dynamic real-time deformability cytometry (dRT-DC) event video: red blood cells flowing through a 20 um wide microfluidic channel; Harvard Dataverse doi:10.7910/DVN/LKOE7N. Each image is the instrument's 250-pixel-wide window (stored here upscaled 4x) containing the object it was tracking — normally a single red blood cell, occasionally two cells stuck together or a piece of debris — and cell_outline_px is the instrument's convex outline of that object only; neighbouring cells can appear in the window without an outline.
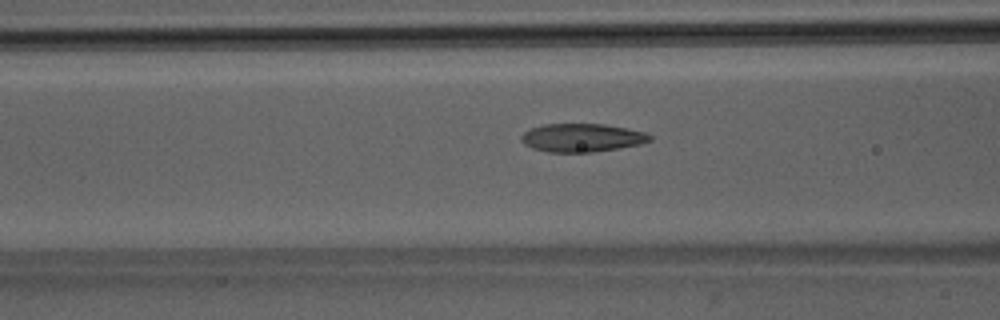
{"species": "Egyptian fruit bat (a non-hibernating species)", "species_latin": "Rousettus aegyptiacus", "temperature_condition": "room temperature", "stored_images_in_passage": 51, "camera_frame_rate_fps": 3000, "um_per_image_px": 0.085, "animal": {"sex": "male"}, "frame": {"image": 1, "passage_image": 21, "time_ms": 6.667, "image_size_px": [1000, 320], "cell_outline_px": [[652, 140], [640, 144], [620, 148], [592, 152], [548, 152], [532, 148], [524, 144], [520, 140], [520, 136], [524, 132], [532, 128], [544, 124], [604, 124], [628, 128], [644, 132], [652, 136]], "centroid_in_image_um": [49.46, 11.71], "position_along_channel_um": 117.1, "area_um2": 21.27}}
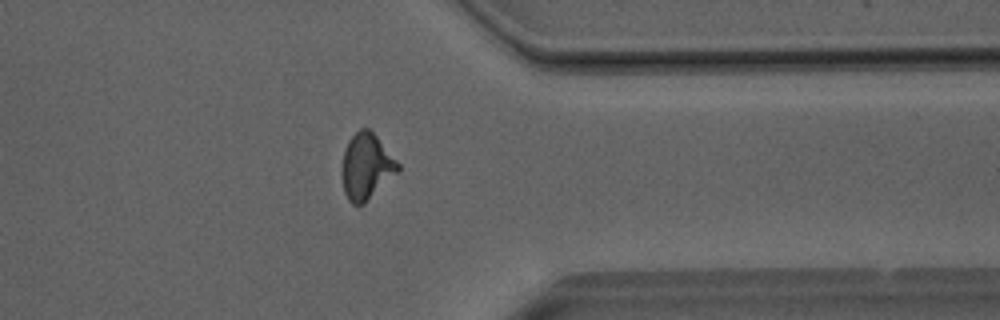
{"frame": {"image": 2, "passage_image": 41, "time_ms": 13.333, "image_size_px": [1000, 320], "cell_outline_px": [[400, 172], [364, 204], [352, 204], [348, 200], [344, 192], [340, 172], [344, 152], [348, 140], [360, 128], [368, 128], [376, 136], [400, 164]], "centroid_in_image_um": [31.14, 14.18], "position_along_channel_um": 380.3, "area_um2": 21.79}}
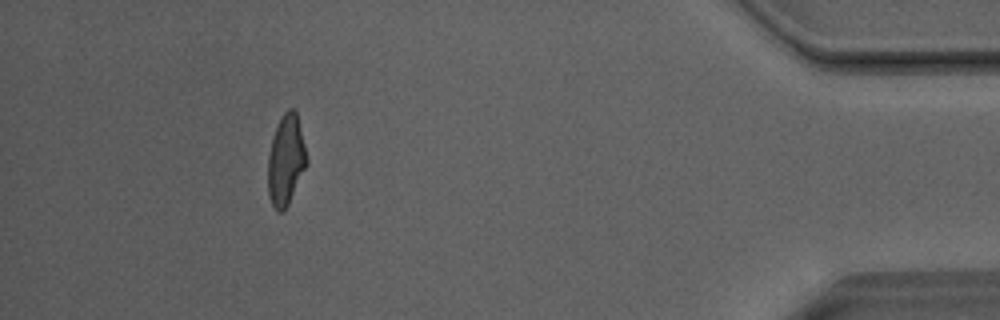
{"frame": {"image": 3, "passage_image": 47, "time_ms": 15.333, "image_size_px": [1000, 320], "cell_outline_px": [[308, 164], [288, 204], [280, 212], [276, 212], [272, 204], [268, 192], [268, 156], [272, 136], [284, 112], [288, 108], [292, 108], [296, 112], [308, 160]], "centroid_in_image_um": [24.3, 13.62], "position_along_channel_um": 410.9, "area_um2": 20.23}, "authors_computed_cell_mechanics": {"area_um2": 21.1548, "velocity_mm_per_s": 4.0572, "shape_relaxation_time_tau1_ms": 5.7328, "shape_relaxation_time_tau2_ms": 1.0649, "deformation_change_tau1": 0.2041, "deformation_change_tau2": 0.0701}}